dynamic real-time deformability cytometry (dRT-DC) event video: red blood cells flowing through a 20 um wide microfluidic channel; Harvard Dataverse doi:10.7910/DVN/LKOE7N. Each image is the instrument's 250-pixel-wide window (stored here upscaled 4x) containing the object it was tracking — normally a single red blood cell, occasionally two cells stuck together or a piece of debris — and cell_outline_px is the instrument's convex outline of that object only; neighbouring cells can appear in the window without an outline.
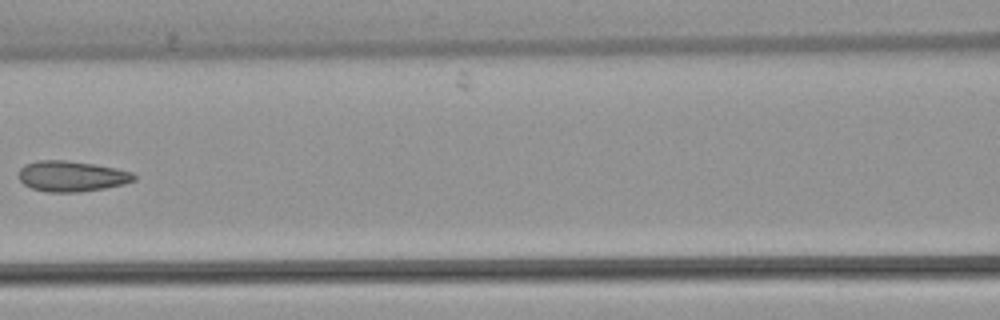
{"species": "common noctule bat (a hibernating species)", "species_latin": "Nyctalus noctula", "temperature_condition": "warm", "stored_images_in_passage": 4, "camera_frame_rate_fps": 3000, "um_per_image_px": 0.085, "animal": {"sex": "female", "body_mass_g": 22.7, "forearm_length_mm": 54.2}, "frame": {"image": 1, "passage_image": 4, "time_ms": 3.667, "image_size_px": [1000, 320], "cell_outline_px": [[136, 180], [124, 184], [104, 188], [80, 192], [44, 192], [32, 188], [24, 184], [20, 180], [20, 168], [24, 164], [36, 160], [68, 160], [116, 168], [132, 172], [136, 176]], "centroid_in_image_um": [6.09, 14.97], "position_along_channel_um": 160.5, "area_um2": 20.63}}